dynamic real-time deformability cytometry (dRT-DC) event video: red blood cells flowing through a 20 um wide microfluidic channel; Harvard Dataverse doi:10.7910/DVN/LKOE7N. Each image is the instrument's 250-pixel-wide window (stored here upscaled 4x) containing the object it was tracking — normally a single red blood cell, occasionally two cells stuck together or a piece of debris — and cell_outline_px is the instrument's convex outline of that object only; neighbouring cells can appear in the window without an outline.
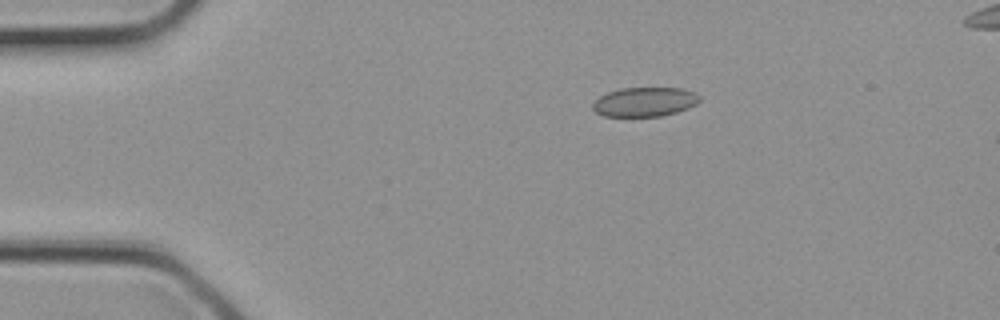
{"species": "common noctule bat (a hibernating species)", "species_latin": "Nyctalus noctula", "temperature_condition": "cold", "stored_images_in_passage": 4, "camera_frame_rate_fps": 3000, "um_per_image_px": 0.085, "animal": {"sex": "female", "body_mass_g": 21.9}, "frame": {"image": 1, "passage_image": 2, "time_ms": 0.333, "image_size_px": [1000, 320], "cell_outline_px": [[700, 100], [696, 104], [688, 108], [676, 112], [660, 116], [604, 116], [596, 112], [592, 108], [592, 104], [600, 96], [608, 92], [620, 88], [684, 88], [696, 92], [700, 96]], "centroid_in_image_um": [54.82, 8.65], "position_along_channel_um": 30.2, "area_um2": 18.26}}